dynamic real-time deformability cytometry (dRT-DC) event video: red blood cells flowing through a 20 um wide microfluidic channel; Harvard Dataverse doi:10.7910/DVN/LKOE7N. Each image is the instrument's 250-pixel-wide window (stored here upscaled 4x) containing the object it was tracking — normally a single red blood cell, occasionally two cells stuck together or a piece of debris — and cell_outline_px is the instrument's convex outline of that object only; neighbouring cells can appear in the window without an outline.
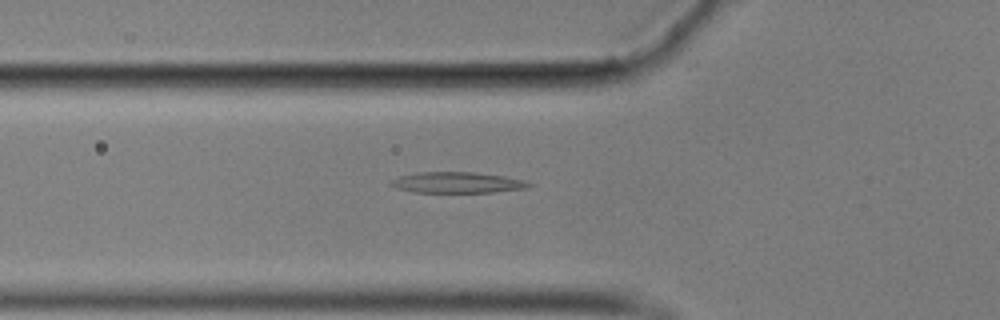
{"species": "common noctule bat (a hibernating species)", "species_latin": "Nyctalus noctula", "temperature_condition": "cold", "stored_images_in_passage": 41, "segment_of_instrument_passage": [1, 2], "camera_frame_rate_fps": 3000, "um_per_image_px": 0.085, "animal": {"sex": "male", "body_mass_g": 17.9}, "frame": {"image": 1, "passage_image": 3, "time_ms": 0.667, "image_size_px": [1000, 320], "cell_outline_px": [[532, 184], [528, 188], [492, 192], [416, 192], [396, 188], [388, 184], [388, 180], [400, 176], [416, 172], [476, 172], [504, 176], [524, 180]], "centroid_in_image_um": [38.82, 15.51], "position_along_channel_um": 87.0, "area_um2": 16.88}}
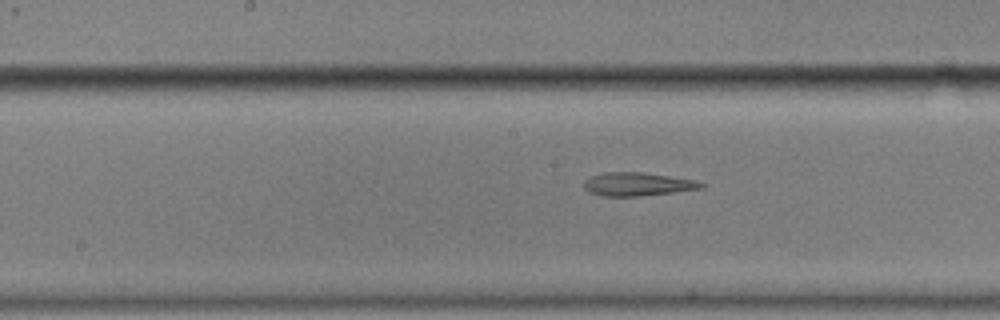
{"frame": {"image": 2, "passage_image": 12, "time_ms": 3.667, "image_size_px": [1000, 320], "cell_outline_px": [[708, 184], [704, 188], [640, 196], [600, 196], [588, 192], [584, 188], [584, 180], [592, 176], [604, 172], [640, 172], [696, 180]], "centroid_in_image_um": [54.19, 15.66], "position_along_channel_um": 194.0, "area_um2": 16.01}}
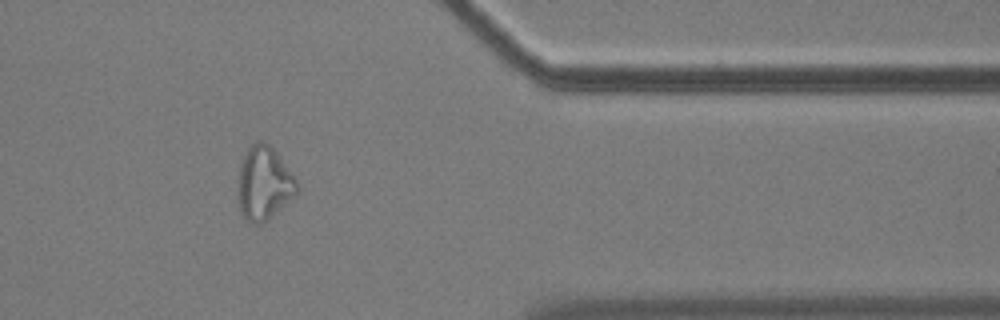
{"frame": {"image": 3, "passage_image": 30, "time_ms": 9.667, "image_size_px": [1000, 320], "cell_outline_px": [[300, 188], [296, 196], [260, 224], [252, 224], [244, 216], [240, 208], [236, 188], [236, 180], [240, 164], [248, 148], [256, 140], [264, 140], [276, 152], [296, 180]], "centroid_in_image_um": [22.41, 15.56], "position_along_channel_um": 389.0, "area_um2": 25.32}}